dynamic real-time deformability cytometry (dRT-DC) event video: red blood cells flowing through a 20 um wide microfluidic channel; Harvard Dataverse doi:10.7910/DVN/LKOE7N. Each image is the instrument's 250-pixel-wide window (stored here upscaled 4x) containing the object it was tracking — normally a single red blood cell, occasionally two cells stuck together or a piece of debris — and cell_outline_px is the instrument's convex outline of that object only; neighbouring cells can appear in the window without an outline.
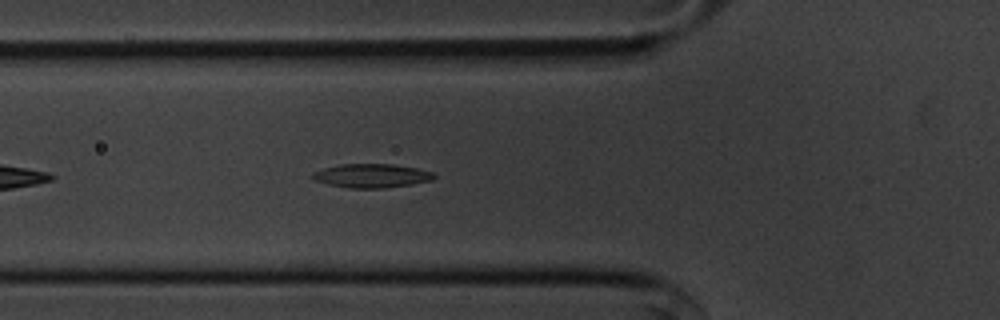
{"species": "common noctule bat (a hibernating species)", "species_latin": "Nyctalus noctula", "temperature_condition": "cold", "stored_images_in_passage": 43, "camera_frame_rate_fps": 3000, "um_per_image_px": 0.085, "animal": {"sex": "male", "body_mass_g": 20.1, "forearm_length_mm": 53.5}, "frame": {"image": 1, "passage_image": 7, "time_ms": 2.0, "image_size_px": [1000, 320], "cell_outline_px": [[436, 176], [432, 180], [412, 184], [384, 188], [348, 188], [328, 184], [312, 180], [312, 172], [324, 168], [340, 164], [392, 164], [416, 168], [432, 172]], "centroid_in_image_um": [31.55, 14.94], "position_along_channel_um": 94.2, "area_um2": 16.88}}
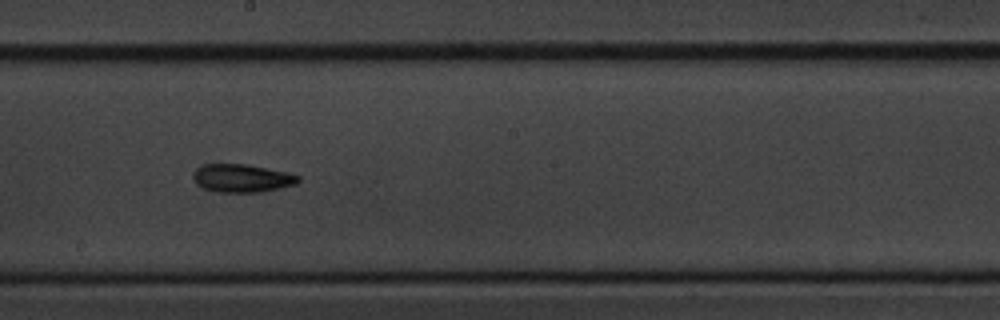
{"frame": {"image": 2, "passage_image": 18, "time_ms": 5.667, "image_size_px": [1000, 320], "cell_outline_px": [[300, 180], [296, 184], [260, 192], [220, 192], [204, 188], [196, 184], [192, 176], [196, 168], [204, 164], [248, 164], [288, 172], [300, 176]], "centroid_in_image_um": [20.57, 15.13], "position_along_channel_um": 227.6, "area_um2": 17.22}}
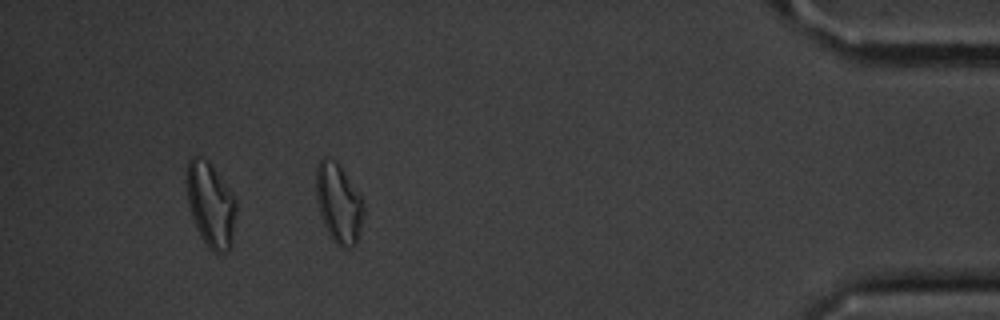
{"frame": {"image": 3, "passage_image": 37, "time_ms": 12.0, "image_size_px": [1000, 320], "cell_outline_px": [[364, 212], [356, 244], [348, 248], [340, 248], [332, 240], [324, 224], [320, 212], [316, 196], [316, 164], [324, 156], [336, 160], [340, 164], [360, 196], [364, 204]], "centroid_in_image_um": [28.77, 17.25], "position_along_channel_um": 406.4, "area_um2": 22.02}, "authors_computed_cell_mechanics": {"area_um2": 16.9354, "velocity_mm_per_s": 3.6231, "shape_relaxation_time_tau1_ms": 7.2621, "shape_relaxation_time_tau2_ms": null, "deformation_change_tau1": 0.1585, "deformation_change_tau2": null}}